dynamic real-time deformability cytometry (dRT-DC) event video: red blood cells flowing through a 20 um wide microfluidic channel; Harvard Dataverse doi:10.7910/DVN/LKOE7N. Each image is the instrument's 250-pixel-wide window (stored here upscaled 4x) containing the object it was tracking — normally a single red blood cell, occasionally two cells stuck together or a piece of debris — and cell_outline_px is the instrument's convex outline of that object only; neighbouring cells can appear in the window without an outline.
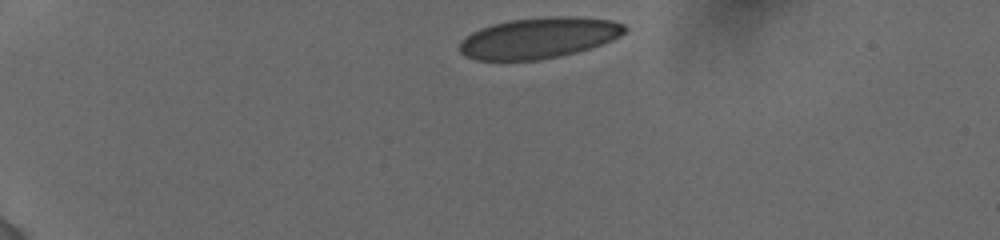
{"species": "human", "species_latin": "Homo sapiens", "temperature_condition": "cold", "stored_images_in_passage": 6, "camera_frame_rate_fps": 3000, "um_per_image_px": 0.085, "donor": {"sex": "female"}, "frame": {"image": 1, "passage_image": 1, "time_ms": 0.0, "image_size_px": [1000, 240], "cell_outline_px": [[628, 28], [620, 36], [612, 40], [576, 52], [536, 60], [476, 60], [464, 56], [460, 52], [460, 40], [464, 36], [480, 28], [492, 24], [512, 20], [544, 16], [572, 16], [612, 20], [624, 24]], "centroid_in_image_um": [45.77, 3.21], "position_along_channel_um": 39.2, "area_um2": 39.3}}
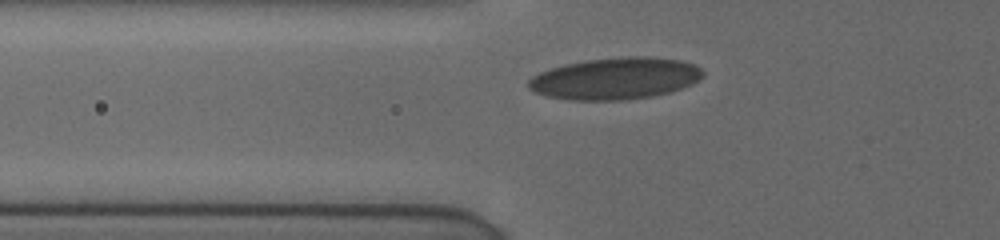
{"frame": {"image": 2, "passage_image": 5, "time_ms": 2.667, "image_size_px": [1000, 240], "cell_outline_px": [[704, 76], [692, 84], [668, 92], [652, 96], [624, 100], [568, 100], [548, 96], [536, 92], [528, 88], [528, 80], [532, 76], [540, 72], [564, 64], [584, 60], [628, 56], [644, 56], [680, 60], [692, 64], [700, 68], [704, 72]], "centroid_in_image_um": [52.28, 6.67], "position_along_channel_um": 73.5, "area_um2": 42.37}}